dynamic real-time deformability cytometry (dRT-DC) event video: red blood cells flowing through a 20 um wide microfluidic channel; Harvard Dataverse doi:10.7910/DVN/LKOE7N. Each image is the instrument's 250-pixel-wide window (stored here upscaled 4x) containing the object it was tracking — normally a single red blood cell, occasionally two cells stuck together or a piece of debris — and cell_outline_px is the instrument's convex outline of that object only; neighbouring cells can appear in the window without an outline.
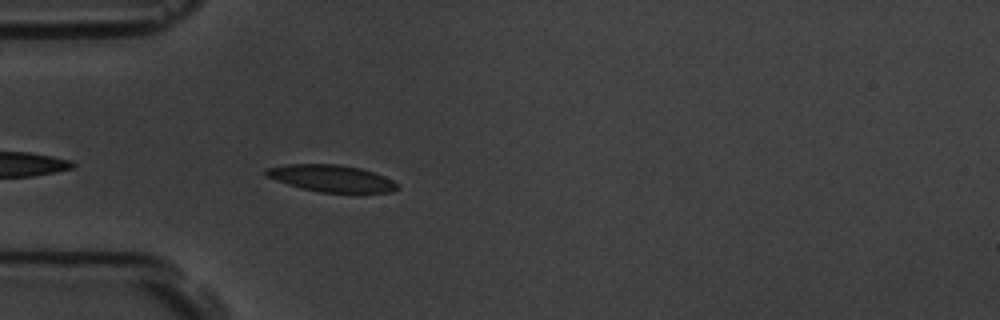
{"species": "common noctule bat (a hibernating species)", "species_latin": "Nyctalus noctula", "temperature_condition": "room temperature", "stored_images_in_passage": 4, "camera_frame_rate_fps": 3000, "um_per_image_px": 0.085, "animal": {"sex": "male", "body_mass_g": 19.5, "forearm_length_mm": 54.6}, "frame": {"image": 1, "passage_image": 4, "time_ms": 3.333, "image_size_px": [1000, 320], "cell_outline_px": [[400, 188], [392, 192], [320, 192], [300, 188], [264, 176], [264, 168], [284, 164], [336, 164], [360, 168], [384, 176], [392, 180]], "centroid_in_image_um": [28.1, 15.15], "position_along_channel_um": 56.9, "area_um2": 20.52}}